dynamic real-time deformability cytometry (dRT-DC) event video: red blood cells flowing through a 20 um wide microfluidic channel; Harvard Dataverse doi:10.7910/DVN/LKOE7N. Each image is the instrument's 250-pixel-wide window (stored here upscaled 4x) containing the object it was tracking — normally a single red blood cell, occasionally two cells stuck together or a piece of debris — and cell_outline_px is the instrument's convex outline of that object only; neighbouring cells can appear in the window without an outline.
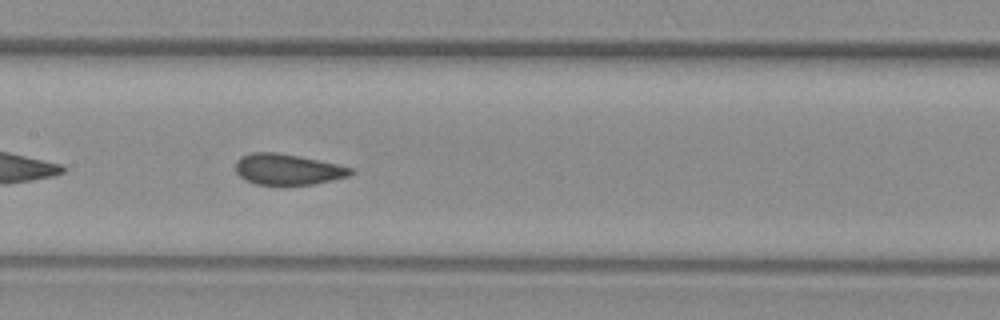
{"species": "common noctule bat (a hibernating species)", "species_latin": "Nyctalus noctula", "temperature_condition": "warm", "stored_images_in_passage": 41, "camera_frame_rate_fps": 3000, "um_per_image_px": 0.085, "animal": {"sex": "female", "body_mass_g": 29.2, "forearm_length_mm": 56.3}, "frame": {"image": 1, "passage_image": 12, "time_ms": 3.667, "image_size_px": [1000, 320], "cell_outline_px": [[356, 172], [348, 176], [332, 180], [312, 184], [284, 188], [280, 188], [256, 184], [244, 180], [236, 172], [236, 160], [240, 156], [252, 152], [276, 152], [340, 164], [356, 168]], "centroid_in_image_um": [24.47, 14.44], "position_along_channel_um": 182.9, "area_um2": 21.68}}